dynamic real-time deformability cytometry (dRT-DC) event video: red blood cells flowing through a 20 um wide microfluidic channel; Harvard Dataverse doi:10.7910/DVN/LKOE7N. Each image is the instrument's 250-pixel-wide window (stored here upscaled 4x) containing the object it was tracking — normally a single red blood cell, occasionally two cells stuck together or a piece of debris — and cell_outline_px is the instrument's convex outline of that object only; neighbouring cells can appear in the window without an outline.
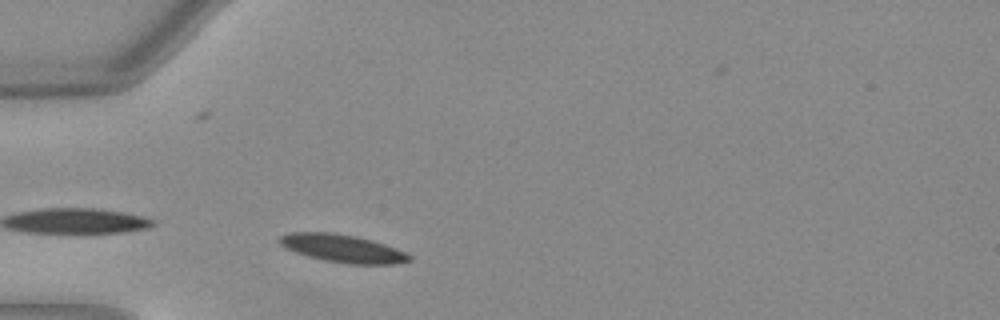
{"species": "Egyptian fruit bat (a non-hibernating species)", "species_latin": "Rousettus aegyptiacus", "temperature_condition": "warm", "stored_images_in_passage": 32, "camera_frame_rate_fps": 3000, "um_per_image_px": 0.085, "animal": {"sex": "female"}, "frame": {"image": 1, "passage_image": 2, "time_ms": 0.333, "image_size_px": [1000, 320], "cell_outline_px": [[412, 260], [396, 264], [348, 264], [324, 260], [308, 256], [284, 248], [280, 244], [280, 236], [292, 232], [332, 232], [356, 236], [372, 240], [396, 248], [412, 256]], "centroid_in_image_um": [29.14, 21.12], "position_along_channel_um": 55.9, "area_um2": 21.04}}
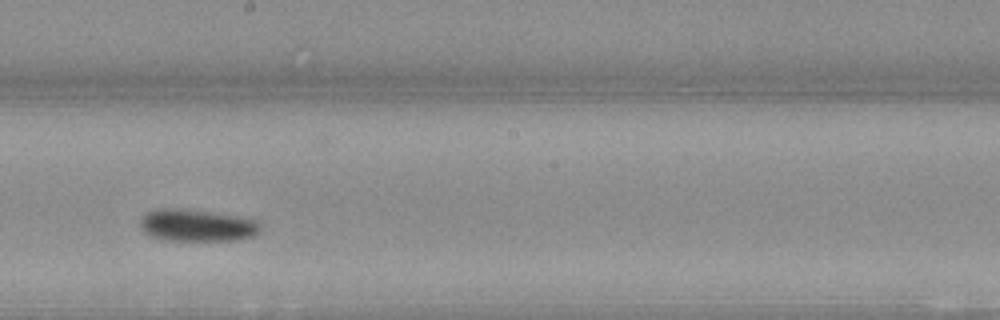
{"frame": {"image": 2, "passage_image": 16, "time_ms": 5.0, "image_size_px": [1000, 320], "cell_outline_px": [[260, 232], [252, 236], [240, 240], [160, 240], [148, 236], [140, 228], [140, 220], [148, 212], [156, 208], [172, 208], [208, 212], [236, 216], [260, 220]], "centroid_in_image_um": [16.73, 19.17], "position_along_channel_um": 231.5, "area_um2": 22.54}}
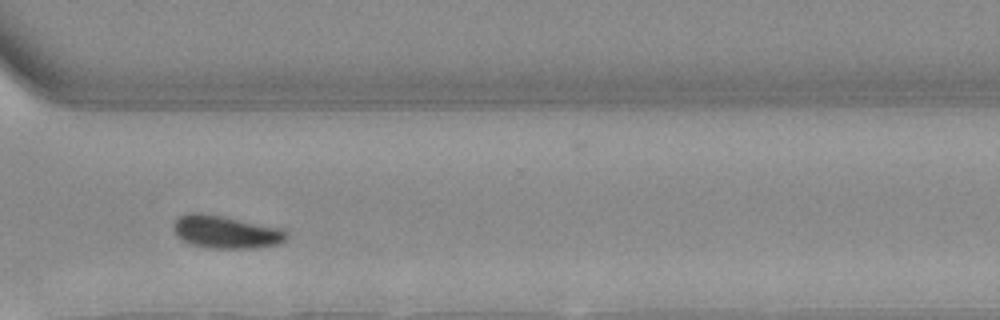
{"frame": {"image": 3, "passage_image": 25, "time_ms": 8.0, "image_size_px": [1000, 320], "cell_outline_px": [[288, 236], [280, 244], [256, 248], [208, 248], [192, 244], [176, 236], [172, 228], [172, 224], [180, 216], [192, 212], [200, 212], [280, 228], [288, 232]], "centroid_in_image_um": [19.18, 19.72], "position_along_channel_um": 351.4, "area_um2": 21.44}, "authors_computed_cell_mechanics": {"area_um2": 21.5594, "velocity_mm_per_s": 3.9978, "shape_relaxation_time_tau1_ms": 2.764, "shape_relaxation_time_tau2_ms": 6.0573, "deformation_change_tau1": 0.0964, "deformation_change_tau2": 0.0784}}